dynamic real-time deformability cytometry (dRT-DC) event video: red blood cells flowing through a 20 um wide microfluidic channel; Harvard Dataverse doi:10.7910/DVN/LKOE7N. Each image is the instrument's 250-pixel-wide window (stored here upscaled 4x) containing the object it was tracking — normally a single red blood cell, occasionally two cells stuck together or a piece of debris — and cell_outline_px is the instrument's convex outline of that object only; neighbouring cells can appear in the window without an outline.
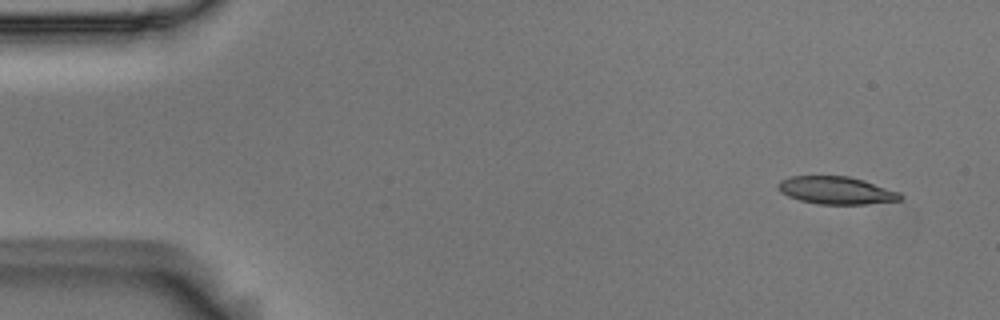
{"species": "Egyptian fruit bat (a non-hibernating species)", "species_latin": "Rousettus aegyptiacus", "temperature_condition": "room temperature", "stored_images_in_passage": 4, "camera_frame_rate_fps": 3000, "um_per_image_px": 0.085, "animal": {"sex": "male"}, "frame": {"image": 1, "passage_image": 1, "time_ms": 0.0, "image_size_px": [1000, 320], "cell_outline_px": [[904, 196], [900, 200], [868, 204], [820, 204], [800, 200], [788, 196], [780, 192], [776, 188], [776, 184], [780, 180], [792, 176], [848, 176], [864, 180], [900, 192]], "centroid_in_image_um": [71.07, 16.18], "position_along_channel_um": 13.9, "area_um2": 19.77}}
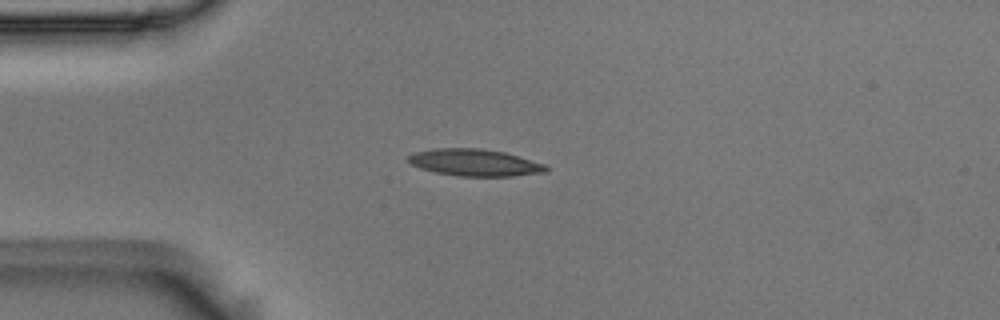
{"frame": {"image": 2, "passage_image": 3, "time_ms": 0.667, "image_size_px": [1000, 320], "cell_outline_px": [[548, 172], [512, 176], [460, 176], [436, 172], [420, 168], [412, 164], [408, 160], [408, 156], [416, 152], [436, 148], [480, 148], [504, 152], [544, 164], [548, 168]], "centroid_in_image_um": [40.37, 13.82], "position_along_channel_um": 44.6, "area_um2": 21.39}}